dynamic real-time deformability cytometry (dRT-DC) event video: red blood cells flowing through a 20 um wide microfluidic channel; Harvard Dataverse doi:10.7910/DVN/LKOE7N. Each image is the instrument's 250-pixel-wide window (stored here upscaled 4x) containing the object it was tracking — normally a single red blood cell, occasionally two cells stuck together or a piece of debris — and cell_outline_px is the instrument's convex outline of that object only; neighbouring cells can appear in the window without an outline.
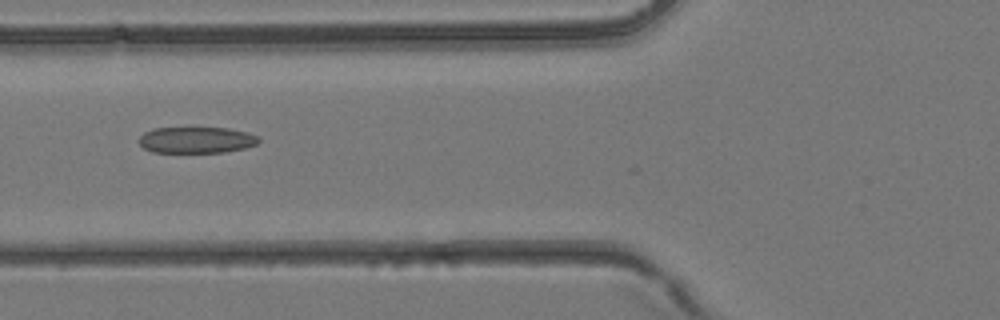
{"species": "common noctule bat (a hibernating species)", "species_latin": "Nyctalus noctula", "temperature_condition": "room temperature", "stored_images_in_passage": 5, "camera_frame_rate_fps": 3000, "um_per_image_px": 0.085, "animal": {"sex": "female", "body_mass_g": 24.6, "forearm_length_mm": 56.2}, "frame": {"image": 1, "passage_image": 4, "time_ms": 1.0, "image_size_px": [1000, 320], "cell_outline_px": [[260, 140], [256, 144], [244, 148], [224, 152], [152, 152], [144, 148], [140, 144], [140, 136], [144, 132], [152, 128], [228, 128], [248, 132], [256, 136]], "centroid_in_image_um": [16.68, 11.89], "position_along_channel_um": 109.1, "area_um2": 18.21}}
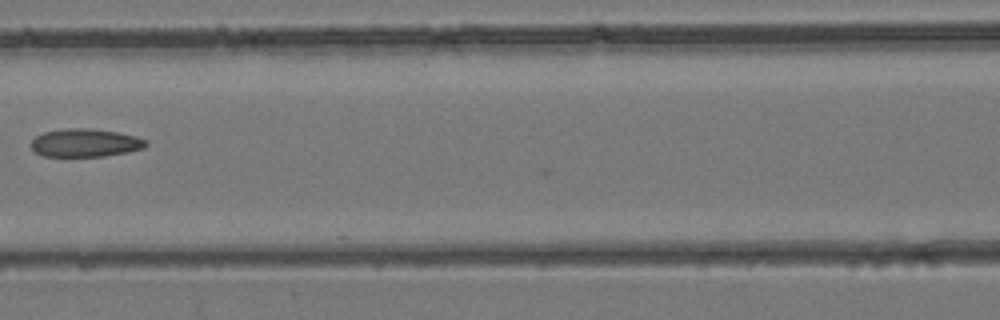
{"frame": {"image": 2, "passage_image": 5, "time_ms": 1.333, "image_size_px": [1000, 320], "cell_outline_px": [[148, 144], [144, 148], [104, 156], [44, 156], [36, 152], [32, 148], [32, 140], [36, 136], [44, 132], [68, 128], [92, 128], [116, 132], [136, 136], [144, 140]], "centroid_in_image_um": [7.23, 12.13], "position_along_channel_um": 159.4, "area_um2": 18.55}}